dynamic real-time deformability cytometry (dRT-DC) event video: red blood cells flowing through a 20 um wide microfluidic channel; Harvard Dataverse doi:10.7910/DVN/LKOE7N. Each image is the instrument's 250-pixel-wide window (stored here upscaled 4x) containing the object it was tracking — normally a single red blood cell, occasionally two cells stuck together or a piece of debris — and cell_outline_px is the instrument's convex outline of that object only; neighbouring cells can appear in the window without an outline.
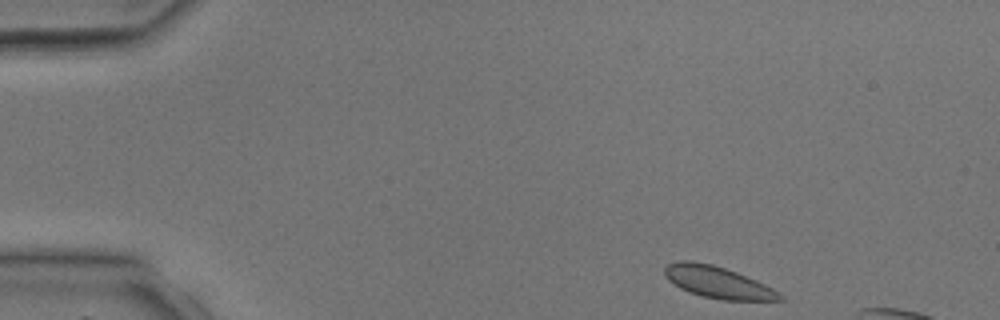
{"species": "common noctule bat (a hibernating species)", "species_latin": "Nyctalus noctula", "temperature_condition": "room temperature", "stored_images_in_passage": 3, "camera_frame_rate_fps": 3000, "um_per_image_px": 0.085, "animal": {"sex": "male", "body_mass_g": 17.9, "forearm_length_mm": 54.2}, "frame": {"image": 1, "passage_image": 1, "time_ms": 0.0, "image_size_px": [1000, 320], "cell_outline_px": [[784, 300], [724, 300], [700, 296], [688, 292], [680, 288], [668, 280], [664, 276], [664, 268], [668, 264], [680, 260], [692, 260], [712, 264], [736, 272], [756, 280], [772, 288], [784, 296]], "centroid_in_image_um": [60.97, 23.99], "position_along_channel_um": 24.0, "area_um2": 21.33}}